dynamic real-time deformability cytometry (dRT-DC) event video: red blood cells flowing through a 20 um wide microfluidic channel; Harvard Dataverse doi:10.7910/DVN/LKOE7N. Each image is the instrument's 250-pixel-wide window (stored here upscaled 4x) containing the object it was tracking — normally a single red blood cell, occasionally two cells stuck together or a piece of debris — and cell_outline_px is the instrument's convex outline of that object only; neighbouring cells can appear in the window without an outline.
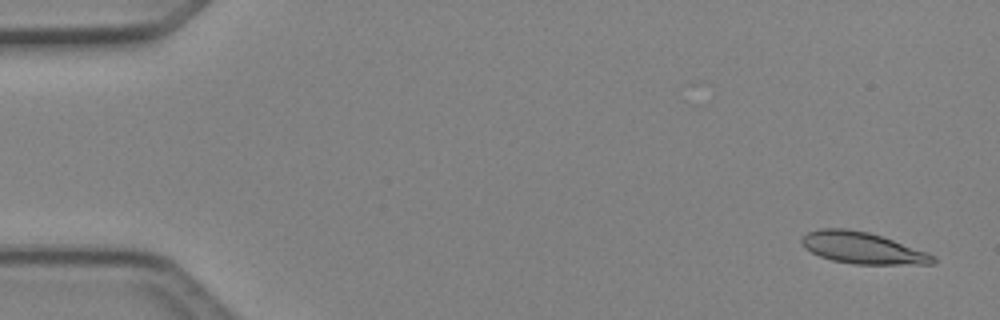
{"species": "Egyptian fruit bat (a non-hibernating species)", "species_latin": "Rousettus aegyptiacus", "temperature_condition": "cold", "stored_images_in_passage": 12, "camera_frame_rate_fps": 3000, "um_per_image_px": 0.085, "animal": {"sex": "female"}, "frame": {"image": 1, "passage_image": 2, "time_ms": 0.333, "image_size_px": [1000, 320], "cell_outline_px": [[936, 264], [856, 264], [832, 260], [820, 256], [804, 248], [800, 240], [808, 232], [820, 228], [848, 228], [868, 232], [928, 252], [936, 256]], "centroid_in_image_um": [73.32, 21.07], "position_along_channel_um": 11.7, "area_um2": 24.04}}